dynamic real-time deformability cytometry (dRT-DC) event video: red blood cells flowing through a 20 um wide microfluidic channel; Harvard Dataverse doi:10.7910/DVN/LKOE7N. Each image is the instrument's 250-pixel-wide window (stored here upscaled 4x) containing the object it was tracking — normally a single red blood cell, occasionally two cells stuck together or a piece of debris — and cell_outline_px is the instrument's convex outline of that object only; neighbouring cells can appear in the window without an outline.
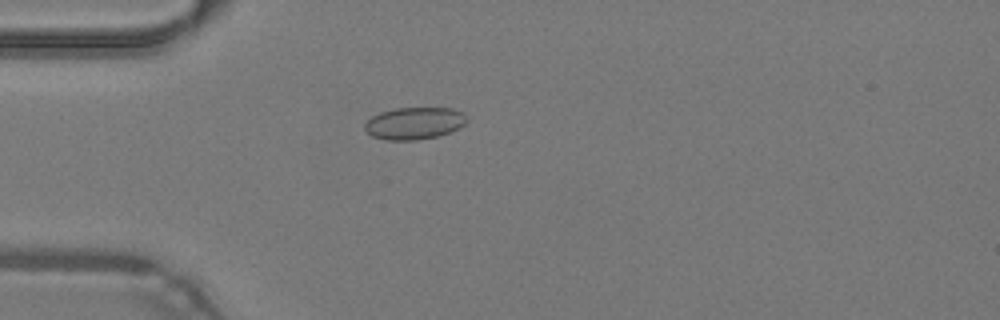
{"species": "common noctule bat (a hibernating species)", "species_latin": "Nyctalus noctula", "temperature_condition": "warm", "stored_images_in_passage": 49, "camera_frame_rate_fps": 3000, "um_per_image_px": 0.085, "animal": {"sex": "male", "body_mass_g": 19.2, "forearm_length_mm": 51.8}, "frame": {"image": 1, "passage_image": 14, "time_ms": 4.333, "image_size_px": [1000, 320], "cell_outline_px": [[468, 120], [460, 128], [436, 136], [416, 140], [388, 140], [372, 136], [364, 128], [364, 124], [372, 116], [380, 112], [396, 108], [452, 108], [464, 112]], "centroid_in_image_um": [35.23, 10.47], "position_along_channel_um": 49.8, "area_um2": 19.07}}
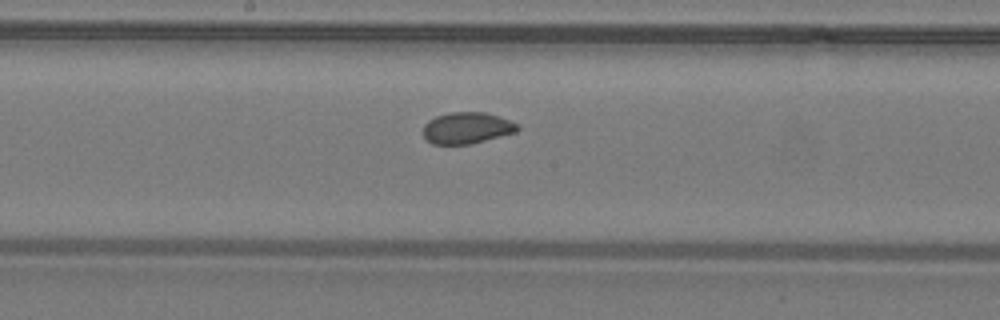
{"frame": {"image": 2, "passage_image": 26, "time_ms": 8.333, "image_size_px": [1000, 320], "cell_outline_px": [[520, 128], [516, 132], [468, 144], [432, 144], [424, 136], [424, 124], [428, 120], [436, 116], [448, 112], [484, 112], [520, 124]], "centroid_in_image_um": [39.67, 10.87], "position_along_channel_um": 208.5, "area_um2": 17.11}}
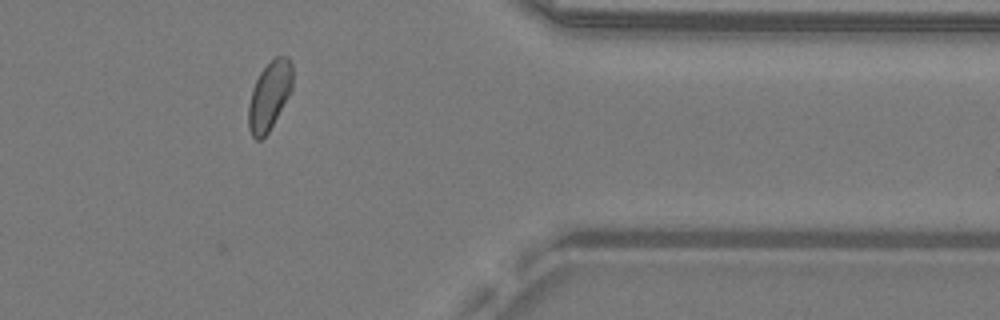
{"frame": {"image": 3, "passage_image": 40, "time_ms": 13.0, "image_size_px": [1000, 320], "cell_outline_px": [[292, 88], [288, 96], [268, 132], [260, 140], [256, 140], [252, 136], [248, 128], [248, 104], [252, 88], [260, 72], [276, 56], [288, 56], [292, 64]], "centroid_in_image_um": [22.88, 8.13], "position_along_channel_um": 388.5, "area_um2": 17.46}, "authors_computed_cell_mechanics": {"area_um2": 17.918, "velocity_mm_per_s": 4.2709, "shape_relaxation_time_tau1_ms": null, "shape_relaxation_time_tau2_ms": 1.115, "deformation_change_tau1": null, "deformation_change_tau2": 0.0477}}